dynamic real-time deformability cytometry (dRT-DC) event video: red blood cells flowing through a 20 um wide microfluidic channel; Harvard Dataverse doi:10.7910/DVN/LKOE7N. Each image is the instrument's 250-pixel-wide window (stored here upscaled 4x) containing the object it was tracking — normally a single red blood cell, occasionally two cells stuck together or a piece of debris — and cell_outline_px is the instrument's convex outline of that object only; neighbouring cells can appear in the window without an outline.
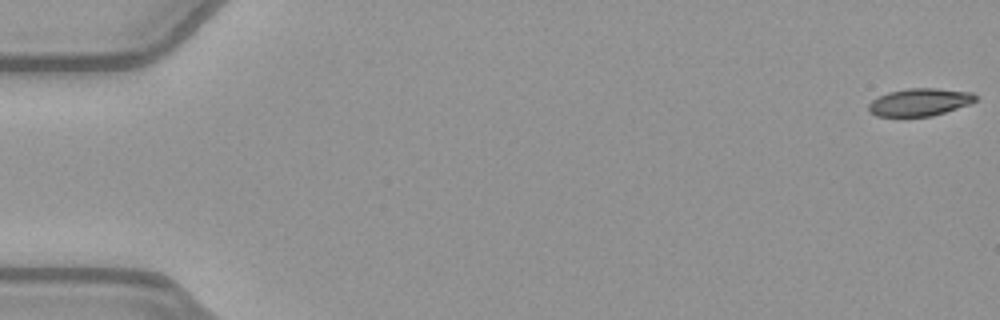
{"species": "common noctule bat (a hibernating species)", "species_latin": "Nyctalus noctula", "temperature_condition": "warm", "stored_images_in_passage": 14, "camera_frame_rate_fps": 3000, "um_per_image_px": 0.085, "animal": {"sex": "female", "body_mass_g": 21.9}, "frame": {"image": 1, "passage_image": 1, "time_ms": 0.0, "image_size_px": [1000, 320], "cell_outline_px": [[976, 100], [968, 104], [932, 116], [876, 116], [868, 112], [868, 104], [872, 100], [888, 92], [908, 88], [936, 88], [972, 92], [976, 96]], "centroid_in_image_um": [78.13, 8.68], "position_along_channel_um": 6.9, "area_um2": 17.05}}